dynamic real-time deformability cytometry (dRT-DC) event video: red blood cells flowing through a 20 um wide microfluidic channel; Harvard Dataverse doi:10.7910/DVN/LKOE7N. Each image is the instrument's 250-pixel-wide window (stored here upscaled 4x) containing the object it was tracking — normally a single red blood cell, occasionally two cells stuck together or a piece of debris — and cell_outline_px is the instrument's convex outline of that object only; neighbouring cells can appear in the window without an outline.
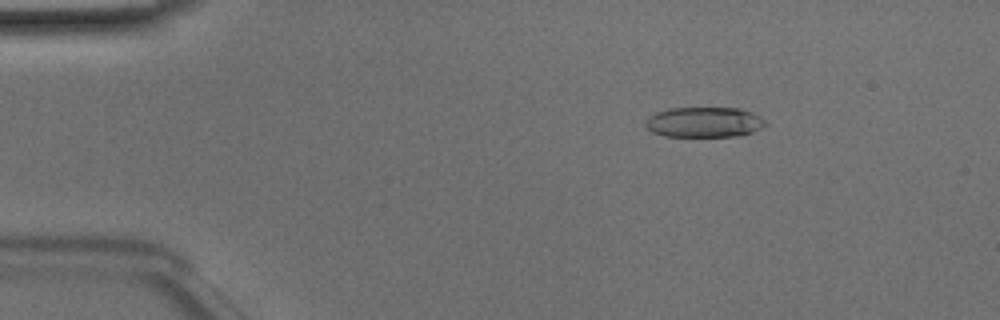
{"species": "Egyptian fruit bat (a non-hibernating species)", "species_latin": "Rousettus aegyptiacus", "temperature_condition": "room temperature", "stored_images_in_passage": 44, "camera_frame_rate_fps": 3000, "um_per_image_px": 0.085, "animal": {"sex": "male"}, "frame": {"image": 1, "passage_image": 2, "time_ms": 0.333, "image_size_px": [1000, 320], "cell_outline_px": [[768, 124], [752, 132], [736, 136], [664, 136], [652, 132], [644, 124], [648, 116], [656, 112], [672, 108], [740, 108], [752, 112], [768, 120]], "centroid_in_image_um": [59.88, 10.38], "position_along_channel_um": 25.1, "area_um2": 21.27}}
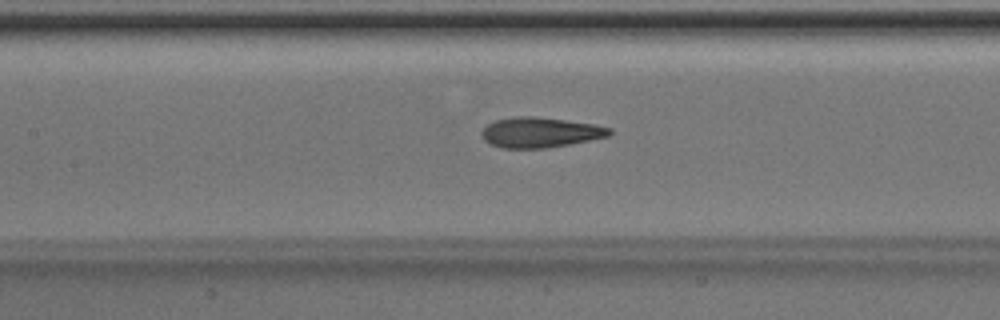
{"frame": {"image": 2, "passage_image": 17, "time_ms": 5.333, "image_size_px": [1000, 320], "cell_outline_px": [[612, 132], [608, 136], [568, 144], [544, 148], [500, 148], [484, 140], [480, 132], [488, 124], [496, 120], [520, 116], [532, 116], [564, 120], [592, 124], [612, 128]], "centroid_in_image_um": [45.89, 11.26], "position_along_channel_um": 161.5, "area_um2": 22.14}}
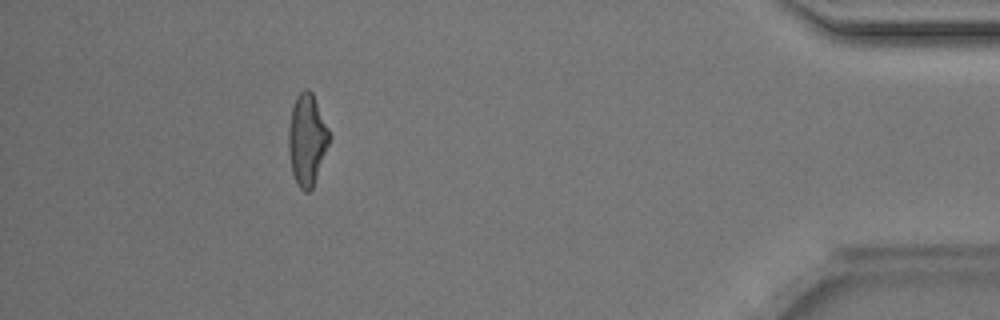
{"frame": {"image": 3, "passage_image": 39, "time_ms": 12.667, "image_size_px": [1000, 320], "cell_outline_px": [[332, 136], [312, 188], [308, 192], [304, 192], [296, 184], [292, 172], [288, 152], [288, 128], [292, 108], [296, 96], [304, 88], [308, 88], [312, 92]], "centroid_in_image_um": [26.09, 11.86], "position_along_channel_um": 409.1, "area_um2": 21.85}, "authors_computed_cell_mechanics": {"area_um2": 22.1085, "velocity_mm_per_s": 4.108, "shape_relaxation_time_tau1_ms": 3.135, "shape_relaxation_time_tau2_ms": 1.4841, "deformation_change_tau1": 0.1461, "deformation_change_tau2": 0.1045}}